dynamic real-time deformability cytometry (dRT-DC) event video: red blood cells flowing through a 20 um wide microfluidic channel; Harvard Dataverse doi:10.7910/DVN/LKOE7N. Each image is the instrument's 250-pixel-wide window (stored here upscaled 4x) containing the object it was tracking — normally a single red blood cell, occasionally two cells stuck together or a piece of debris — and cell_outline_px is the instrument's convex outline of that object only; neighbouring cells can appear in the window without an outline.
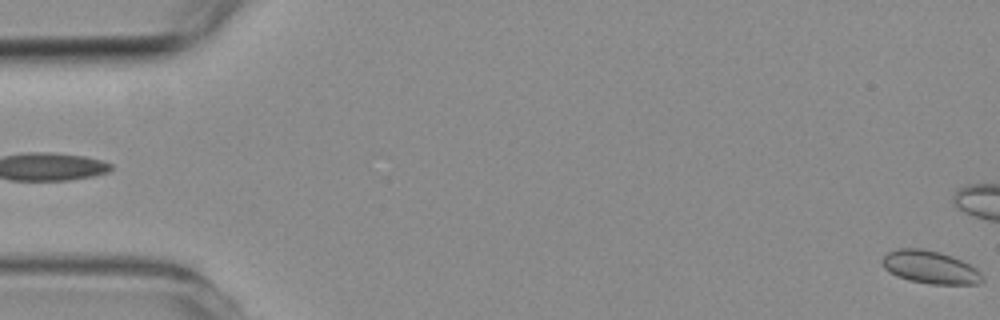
{"species": "common noctule bat (a hibernating species)", "species_latin": "Nyctalus noctula", "temperature_condition": "room temperature", "stored_images_in_passage": 3, "camera_frame_rate_fps": 3000, "um_per_image_px": 0.085, "animal": {"sex": "female", "body_mass_g": 19.3, "forearm_length_mm": 54.1}, "frame": {"image": 1, "passage_image": 3, "time_ms": 2.333, "image_size_px": [1000, 320], "cell_outline_px": [[984, 280], [980, 284], [932, 284], [908, 280], [896, 276], [888, 272], [884, 268], [880, 260], [888, 252], [900, 248], [924, 248], [940, 252], [952, 256], [976, 268], [984, 276]], "centroid_in_image_um": [79.05, 22.71], "position_along_channel_um": 5.9, "area_um2": 19.36}}